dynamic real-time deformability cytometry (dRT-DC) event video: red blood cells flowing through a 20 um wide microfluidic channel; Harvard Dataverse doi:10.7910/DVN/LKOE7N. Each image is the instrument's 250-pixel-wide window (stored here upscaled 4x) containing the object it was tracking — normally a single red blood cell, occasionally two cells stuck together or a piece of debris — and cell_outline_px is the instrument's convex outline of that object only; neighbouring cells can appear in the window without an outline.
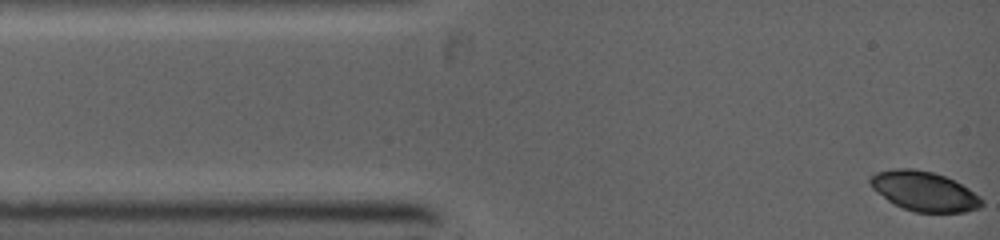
{"species": "common noctule bat (a hibernating species)", "species_latin": "Nyctalus noctula", "temperature_condition": "warm", "stored_images_in_passage": 24, "segment_of_instrument_passage": [1, 2], "camera_frame_rate_fps": 5000, "um_per_image_px": 0.085, "animal": {"sex": "female", "body_mass_g": 19.0, "forearm_length_mm": 53.3}, "frame": {"image": 1, "passage_image": 1, "time_ms": 0.0, "image_size_px": [1000, 240], "cell_outline_px": [[984, 204], [980, 208], [964, 212], [916, 212], [892, 204], [872, 188], [868, 180], [876, 172], [892, 168], [912, 168], [932, 172], [944, 176], [968, 188], [980, 196], [984, 200]], "centroid_in_image_um": [78.55, 16.26], "position_along_channel_um": 6.5, "area_um2": 25.78}}
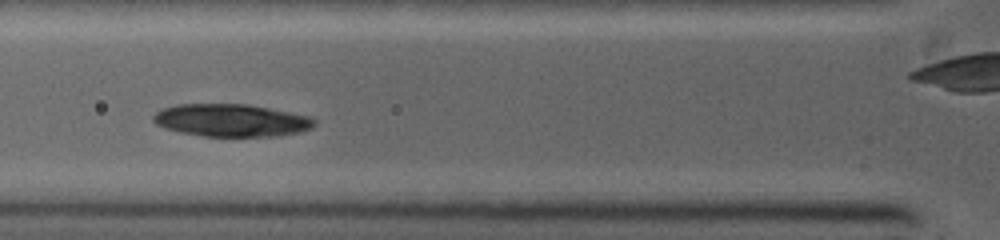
{"frame": {"image": 2, "passage_image": 11, "time_ms": 3.6, "image_size_px": [1000, 240], "cell_outline_px": [[316, 124], [312, 128], [300, 132], [280, 136], [204, 136], [180, 132], [164, 128], [156, 124], [152, 120], [152, 116], [156, 112], [164, 108], [176, 104], [248, 104], [312, 116], [316, 120]], "centroid_in_image_um": [19.69, 10.22], "position_along_channel_um": 106.1, "area_um2": 30.81}}
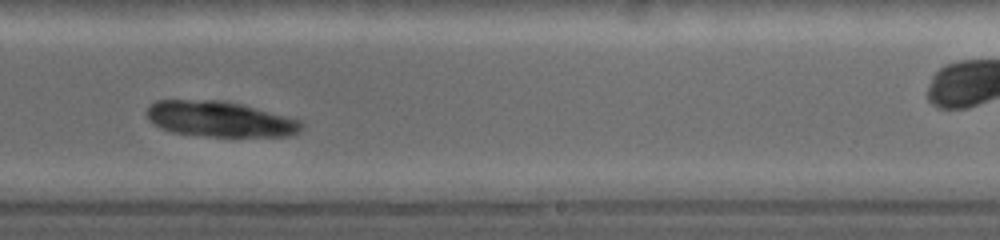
{"frame": {"image": 3, "passage_image": 21, "time_ms": 7.2, "image_size_px": [1000, 240], "cell_outline_px": [[304, 128], [292, 136], [208, 136], [172, 132], [160, 128], [148, 120], [148, 104], [156, 100], [224, 100], [240, 104], [300, 120], [304, 124]], "centroid_in_image_um": [18.67, 10.12], "position_along_channel_um": 270.3, "area_um2": 31.96}}